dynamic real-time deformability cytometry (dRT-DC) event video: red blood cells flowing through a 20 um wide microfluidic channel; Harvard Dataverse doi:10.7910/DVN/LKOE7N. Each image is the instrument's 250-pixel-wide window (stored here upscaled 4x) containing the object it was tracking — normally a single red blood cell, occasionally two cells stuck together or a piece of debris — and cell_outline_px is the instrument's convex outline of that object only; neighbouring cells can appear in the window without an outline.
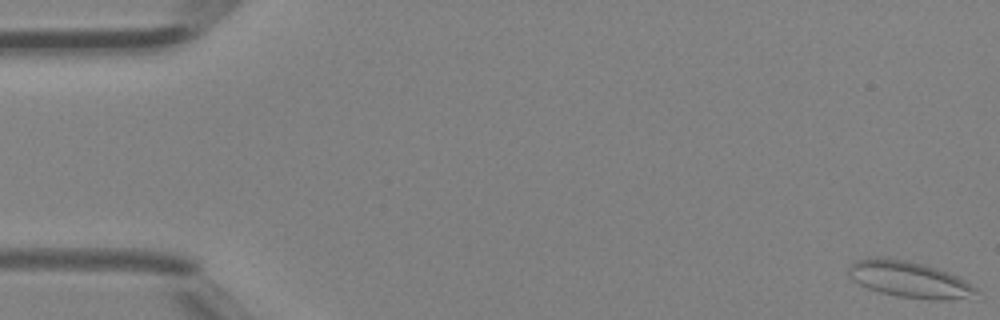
{"species": "Egyptian fruit bat (a non-hibernating species)", "species_latin": "Rousettus aegyptiacus", "temperature_condition": "room temperature", "stored_images_in_passage": 6, "camera_frame_rate_fps": 3000, "um_per_image_px": 0.085, "animal": {"sex": "female"}, "frame": {"image": 1, "passage_image": 1, "time_ms": 0.0, "image_size_px": [1000, 320], "cell_outline_px": [[976, 292], [964, 296], [948, 300], [932, 300], [900, 296], [880, 292], [868, 288], [852, 280], [848, 276], [848, 268], [856, 260], [880, 256], [904, 260], [924, 264], [948, 272], [964, 280], [976, 288]], "centroid_in_image_um": [77.2, 23.73], "position_along_channel_um": 7.8, "area_um2": 26.41}}
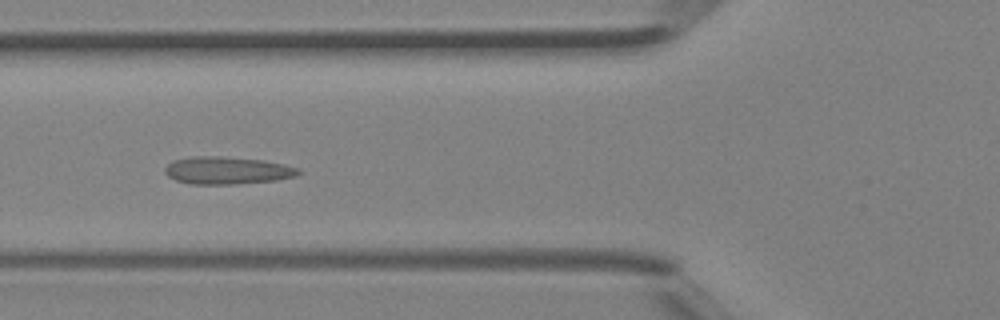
{"frame": {"image": 2, "passage_image": 6, "time_ms": 1.667, "image_size_px": [1000, 320], "cell_outline_px": [[300, 172], [296, 176], [276, 180], [232, 184], [188, 184], [176, 180], [168, 176], [164, 172], [164, 168], [172, 160], [192, 156], [224, 156], [264, 160], [284, 164], [300, 168]], "centroid_in_image_um": [19.29, 14.48], "position_along_channel_um": 106.5, "area_um2": 21.56}}